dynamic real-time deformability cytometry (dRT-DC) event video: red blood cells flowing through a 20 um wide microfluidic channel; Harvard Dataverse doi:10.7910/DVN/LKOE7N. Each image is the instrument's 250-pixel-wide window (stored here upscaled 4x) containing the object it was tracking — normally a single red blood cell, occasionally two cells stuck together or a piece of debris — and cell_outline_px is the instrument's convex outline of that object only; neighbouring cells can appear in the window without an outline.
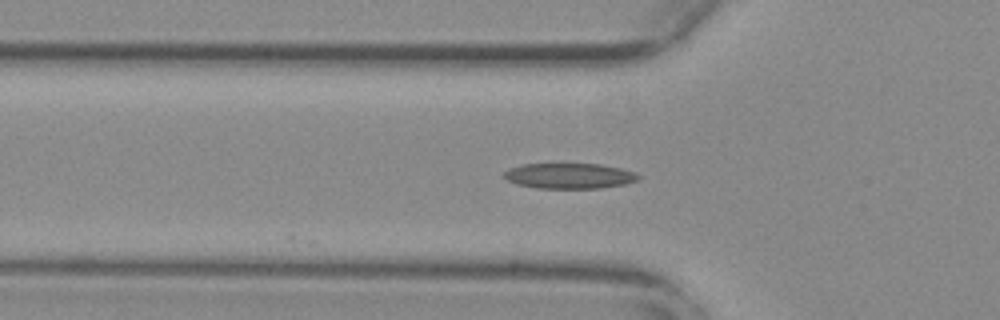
{"species": "common noctule bat (a hibernating species)", "species_latin": "Nyctalus noctula", "temperature_condition": "warm", "stored_images_in_passage": 4, "camera_frame_rate_fps": 3000, "um_per_image_px": 0.085, "animal": {"sex": "female", "body_mass_g": 29.2, "forearm_length_mm": 56.3}, "frame": {"image": 1, "passage_image": 4, "time_ms": 1.0, "image_size_px": [1000, 320], "cell_outline_px": [[640, 176], [636, 180], [624, 184], [600, 188], [536, 188], [516, 184], [508, 180], [504, 176], [504, 172], [508, 168], [520, 164], [552, 160], [600, 164], [620, 168], [636, 172]], "centroid_in_image_um": [48.31, 14.88], "position_along_channel_um": 77.5, "area_um2": 21.04}}